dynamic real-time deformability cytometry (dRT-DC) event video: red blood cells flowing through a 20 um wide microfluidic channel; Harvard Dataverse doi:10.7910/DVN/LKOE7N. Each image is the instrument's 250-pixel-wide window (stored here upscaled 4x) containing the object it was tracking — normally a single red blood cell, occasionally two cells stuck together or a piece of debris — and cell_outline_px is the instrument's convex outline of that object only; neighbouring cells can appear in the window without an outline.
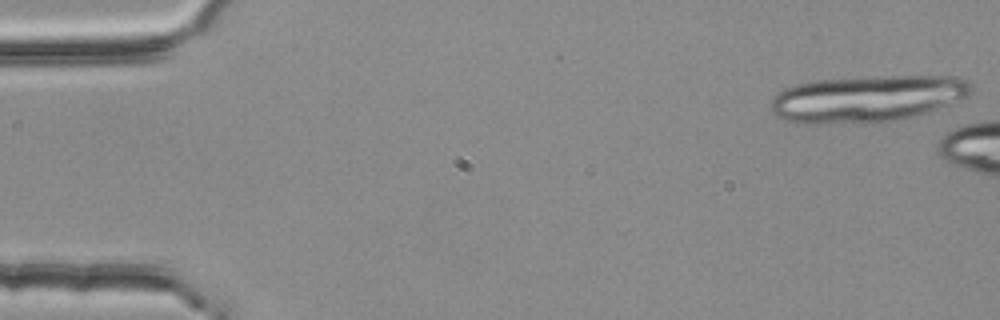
{"species": "common noctule bat (a hibernating species)", "species_latin": "Nyctalus noctula", "temperature_condition": "room temperature", "stored_images_in_passage": 8, "camera_frame_rate_fps": 3000, "um_per_image_px": 0.085, "animal": {"sex": "female", "body_mass_g": 25.1}, "frame": {"image": 1, "passage_image": 1, "time_ms": 0.0, "image_size_px": [1000, 320], "cell_outline_px": [[972, 92], [968, 96], [936, 108], [924, 112], [884, 124], [860, 124], [784, 120], [776, 116], [772, 112], [772, 100], [776, 92], [784, 88], [796, 84], [812, 80], [892, 76], [948, 76], [964, 80], [972, 84]], "centroid_in_image_um": [73.69, 8.38], "position_along_channel_um": 11.3, "area_um2": 54.04}}